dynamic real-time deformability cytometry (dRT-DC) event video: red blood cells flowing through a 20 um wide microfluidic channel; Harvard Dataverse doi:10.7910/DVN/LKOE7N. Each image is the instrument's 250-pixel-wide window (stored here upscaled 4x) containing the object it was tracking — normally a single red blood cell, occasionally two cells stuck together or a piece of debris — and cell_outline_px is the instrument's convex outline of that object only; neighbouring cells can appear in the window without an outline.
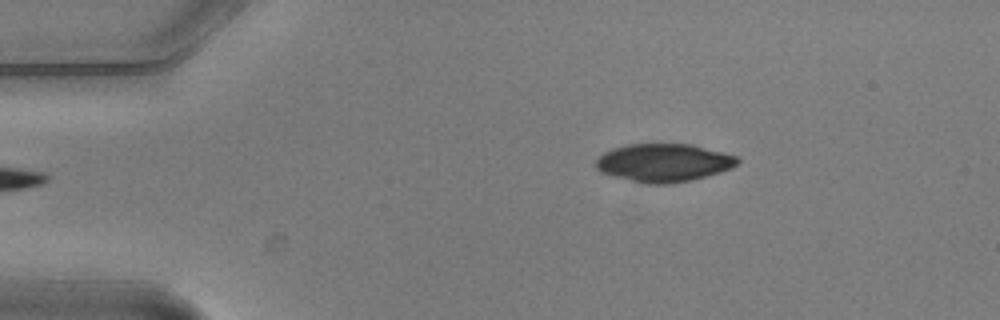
{"species": "common noctule bat (a hibernating species)", "species_latin": "Nyctalus noctula", "temperature_condition": "warm", "stored_images_in_passage": 5, "segment_of_instrument_passage": [2, 2], "camera_frame_rate_fps": 3000, "um_per_image_px": 0.085, "animal": {"sex": "male", "body_mass_g": 20.5, "forearm_length_mm": 52.5}, "frame": {"image": 1, "passage_image": 5, "time_ms": 1.333, "image_size_px": [1000, 320], "cell_outline_px": [[740, 164], [732, 168], [720, 172], [692, 180], [672, 184], [644, 184], [600, 172], [596, 168], [596, 160], [604, 152], [612, 148], [628, 144], [692, 144], [724, 152], [736, 156], [740, 160]], "centroid_in_image_um": [56.44, 13.83], "position_along_channel_um": 28.6, "area_um2": 31.67}}